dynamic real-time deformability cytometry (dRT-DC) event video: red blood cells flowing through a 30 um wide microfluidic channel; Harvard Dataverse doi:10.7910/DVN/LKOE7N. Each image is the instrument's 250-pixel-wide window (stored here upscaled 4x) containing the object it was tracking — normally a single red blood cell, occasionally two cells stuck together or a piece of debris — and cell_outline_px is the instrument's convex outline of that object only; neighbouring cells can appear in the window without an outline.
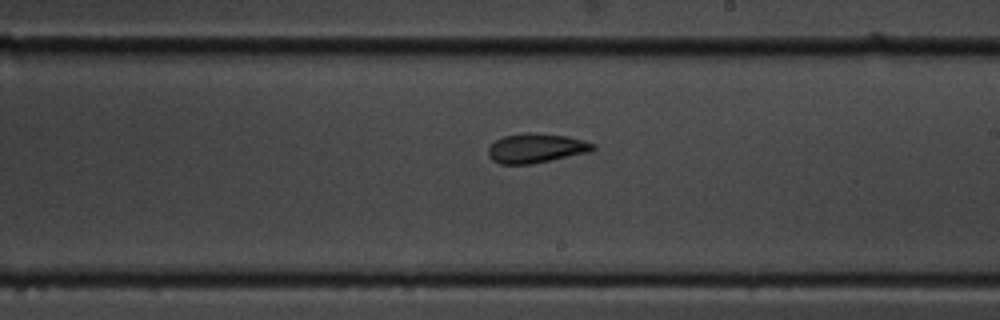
{"species": "common noctule bat (a hibernating species)", "species_latin": "Nyctalus noctula", "temperature_condition": "cold", "stored_images_in_passage": 9, "camera_frame_rate_fps": 3000, "um_per_image_px": 0.085, "animal": {"sex": "male", "body_mass_g": 19.5, "forearm_length_mm": 54.6}, "frame": {"image": 1, "passage_image": 9, "time_ms": 10.0, "image_size_px": [1000, 320], "cell_outline_px": [[596, 148], [588, 152], [532, 164], [500, 164], [492, 160], [488, 156], [488, 148], [496, 140], [504, 136], [528, 132], [532, 132], [564, 136], [596, 144]], "centroid_in_image_um": [45.53, 12.6], "position_along_channel_um": 243.5, "area_um2": 17.74}}